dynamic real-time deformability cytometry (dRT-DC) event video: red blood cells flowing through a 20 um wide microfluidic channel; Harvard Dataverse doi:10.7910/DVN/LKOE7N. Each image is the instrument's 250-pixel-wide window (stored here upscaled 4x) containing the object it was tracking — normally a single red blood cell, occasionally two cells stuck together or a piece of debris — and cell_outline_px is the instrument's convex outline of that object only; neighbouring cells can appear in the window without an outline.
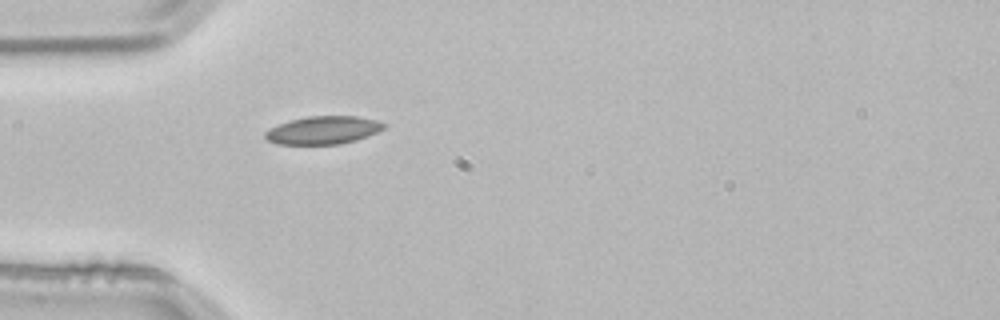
{"species": "common noctule bat (a hibernating species)", "species_latin": "Nyctalus noctula", "temperature_condition": "room temperature", "stored_images_in_passage": 1, "camera_frame_rate_fps": 3000, "um_per_image_px": 0.085, "animal": {"sex": "male", "body_mass_g": 21.5, "forearm_length_mm": 52.0}, "frame": {"image": 1, "passage_image": 1, "time_ms": 0.0, "image_size_px": [1000, 320], "cell_outline_px": [[388, 124], [384, 128], [368, 136], [356, 140], [340, 144], [276, 144], [268, 140], [264, 136], [264, 132], [280, 124], [292, 120], [308, 116], [360, 116], [376, 120]], "centroid_in_image_um": [27.51, 11.06], "position_along_channel_um": 57.5, "area_um2": 19.25}}